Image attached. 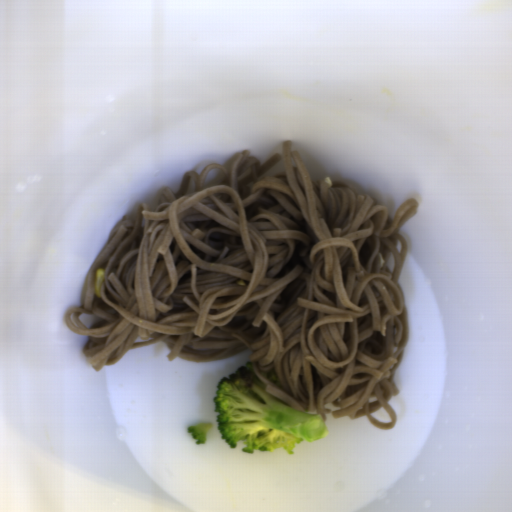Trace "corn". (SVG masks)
Masks as SVG:
<instances>
[{
    "label": "corn",
    "instance_id": "obj_1",
    "mask_svg": "<svg viewBox=\"0 0 512 512\" xmlns=\"http://www.w3.org/2000/svg\"><path fill=\"white\" fill-rule=\"evenodd\" d=\"M105 277H106L105 268H99L98 270H96L93 290H94L95 294L100 298H101V289H102V285L105 281Z\"/></svg>",
    "mask_w": 512,
    "mask_h": 512
}]
</instances>
